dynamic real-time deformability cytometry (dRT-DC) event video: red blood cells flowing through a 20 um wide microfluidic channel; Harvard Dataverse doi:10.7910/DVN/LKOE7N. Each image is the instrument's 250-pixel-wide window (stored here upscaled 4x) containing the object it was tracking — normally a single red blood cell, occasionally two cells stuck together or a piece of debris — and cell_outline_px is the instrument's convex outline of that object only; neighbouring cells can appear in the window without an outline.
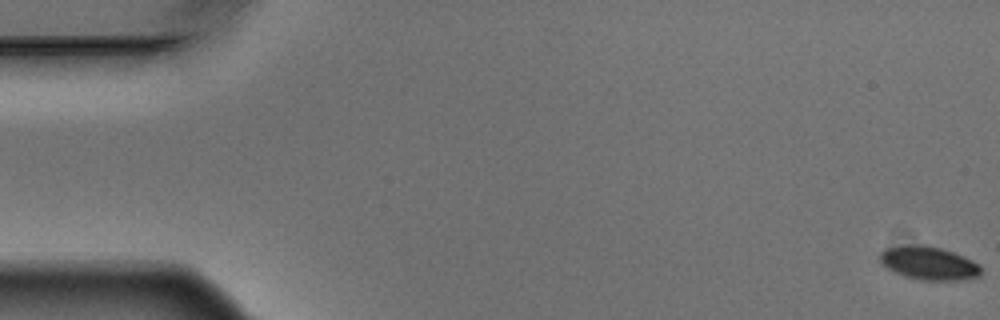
{"species": "Egyptian fruit bat (a non-hibernating species)", "species_latin": "Rousettus aegyptiacus", "temperature_condition": "warm", "stored_images_in_passage": 5, "camera_frame_rate_fps": 3000, "um_per_image_px": 0.085, "animal": {"sex": "male"}, "frame": {"image": 1, "passage_image": 1, "time_ms": 0.0, "image_size_px": [1000, 320], "cell_outline_px": [[980, 276], [956, 280], [924, 280], [908, 276], [896, 272], [888, 268], [880, 260], [880, 252], [884, 248], [904, 244], [924, 244], [940, 248], [964, 256], [980, 264]], "centroid_in_image_um": [78.94, 22.33], "position_along_channel_um": 6.1, "area_um2": 19.48}}
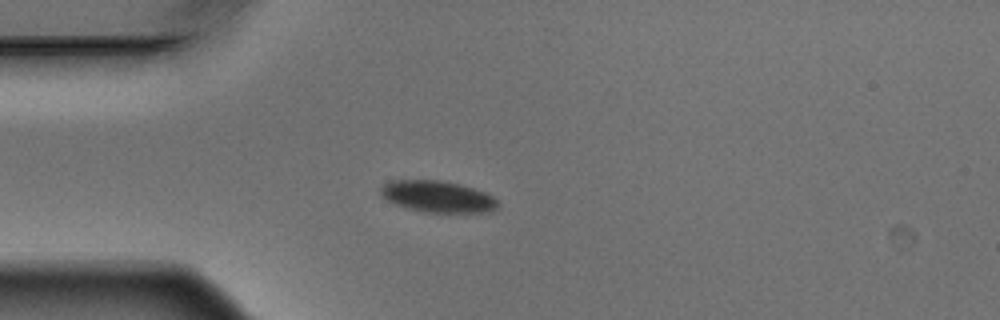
{"frame": {"image": 2, "passage_image": 5, "time_ms": 1.333, "image_size_px": [1000, 320], "cell_outline_px": [[496, 208], [492, 212], [424, 212], [404, 208], [380, 196], [380, 184], [392, 180], [440, 180], [460, 184], [484, 192], [492, 196], [496, 200]], "centroid_in_image_um": [37.13, 16.7], "position_along_channel_um": 47.9, "area_um2": 21.56}}